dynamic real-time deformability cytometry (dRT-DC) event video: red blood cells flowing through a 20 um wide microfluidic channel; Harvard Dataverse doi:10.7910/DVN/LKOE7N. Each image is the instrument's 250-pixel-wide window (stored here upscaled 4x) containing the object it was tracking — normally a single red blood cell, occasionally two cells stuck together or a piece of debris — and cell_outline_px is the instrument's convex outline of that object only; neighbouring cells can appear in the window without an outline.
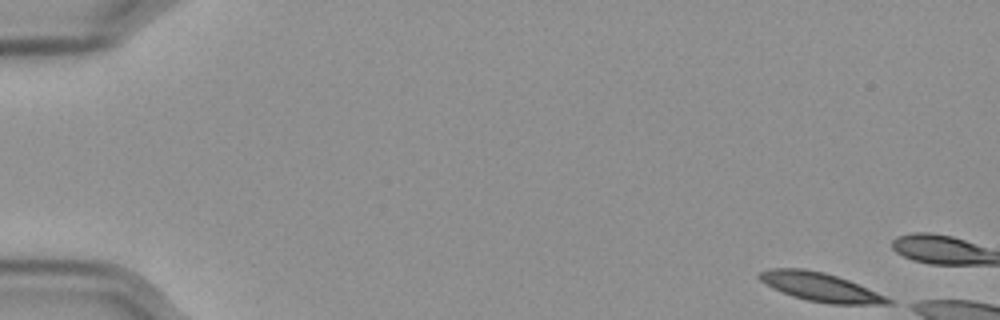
{"species": "Egyptian fruit bat (a non-hibernating species)", "species_latin": "Rousettus aegyptiacus", "temperature_condition": "cold", "stored_images_in_passage": 10, "camera_frame_rate_fps": 3000, "um_per_image_px": 0.085, "frame": {"image": 1, "passage_image": 1, "time_ms": 0.0, "image_size_px": [1000, 320], "cell_outline_px": [[900, 304], [828, 304], [808, 300], [792, 296], [772, 288], [760, 280], [756, 276], [760, 272], [768, 268], [804, 268], [824, 272], [848, 280], [868, 288]], "centroid_in_image_um": [69.71, 24.4], "position_along_channel_um": 15.3, "area_um2": 21.5}}